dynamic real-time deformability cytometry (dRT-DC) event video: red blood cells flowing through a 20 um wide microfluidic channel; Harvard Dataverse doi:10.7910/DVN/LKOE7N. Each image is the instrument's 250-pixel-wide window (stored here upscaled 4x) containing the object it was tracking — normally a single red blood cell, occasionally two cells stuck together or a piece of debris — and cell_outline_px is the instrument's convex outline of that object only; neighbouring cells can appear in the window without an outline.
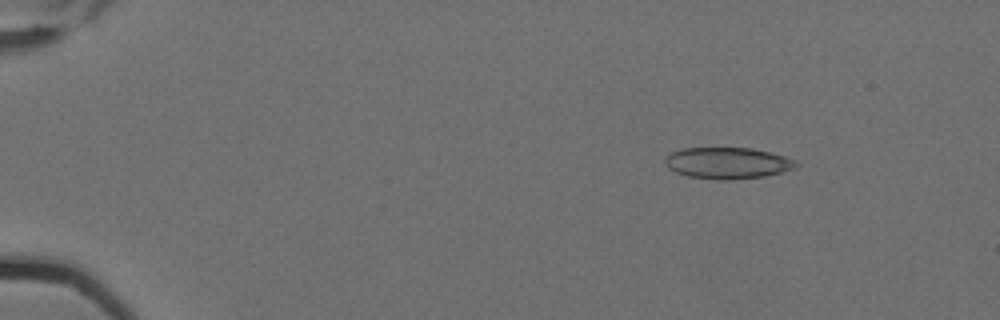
{"species": "Egyptian fruit bat (a non-hibernating species)", "species_latin": "Rousettus aegyptiacus", "temperature_condition": "cold", "stored_images_in_passage": 4, "camera_frame_rate_fps": 3000, "um_per_image_px": 0.085, "animal": {"sex": "female"}, "frame": {"image": 1, "passage_image": 1, "time_ms": 0.0, "image_size_px": [1000, 320], "cell_outline_px": [[800, 164], [796, 168], [764, 176], [732, 180], [716, 180], [688, 176], [676, 172], [668, 168], [664, 160], [672, 152], [680, 148], [752, 148], [772, 152], [796, 160]], "centroid_in_image_um": [61.87, 13.86], "position_along_channel_um": 23.1, "area_um2": 24.1}}